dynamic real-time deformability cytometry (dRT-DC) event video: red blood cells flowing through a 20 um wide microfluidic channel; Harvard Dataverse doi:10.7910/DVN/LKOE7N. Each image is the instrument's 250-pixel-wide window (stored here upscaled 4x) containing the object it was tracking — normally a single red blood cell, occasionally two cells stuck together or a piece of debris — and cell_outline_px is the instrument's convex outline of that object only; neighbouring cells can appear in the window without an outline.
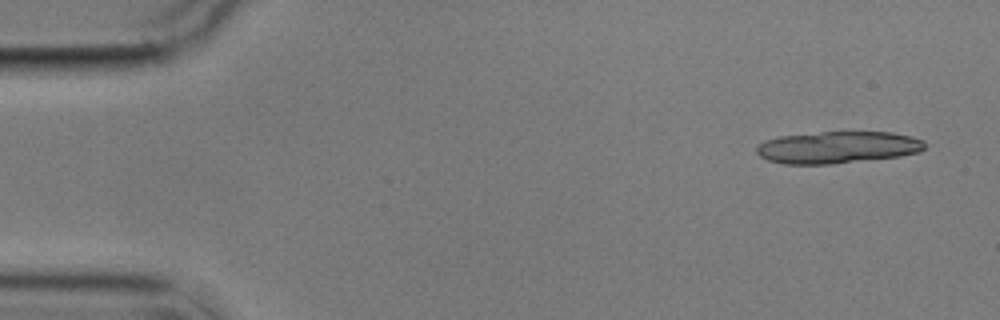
{"species": "common noctule bat (a hibernating species)", "species_latin": "Nyctalus noctula", "temperature_condition": "cold", "stored_images_in_passage": 5, "camera_frame_rate_fps": 3000, "um_per_image_px": 0.085, "animal": {"sex": "male", "body_mass_g": 17.9}, "frame": {"image": 1, "passage_image": 1, "time_ms": 0.0, "image_size_px": [1000, 320], "cell_outline_px": [[924, 148], [920, 152], [900, 156], [832, 164], [784, 164], [768, 160], [760, 156], [756, 152], [756, 148], [764, 140], [780, 136], [820, 132], [892, 132], [912, 136], [924, 140]], "centroid_in_image_um": [71.2, 12.52], "position_along_channel_um": 13.8, "area_um2": 31.39}}
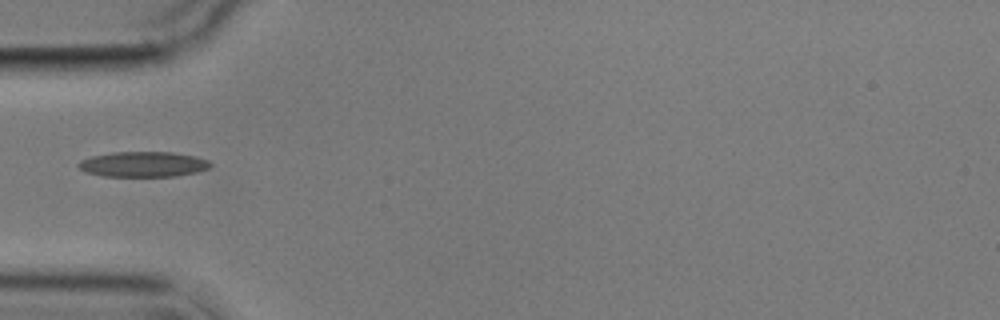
{"frame": {"image": 2, "passage_image": 5, "time_ms": 5.0, "image_size_px": [1000, 320], "cell_outline_px": [[212, 164], [208, 168], [196, 172], [176, 176], [104, 176], [84, 172], [76, 164], [80, 160], [92, 156], [112, 152], [172, 152], [196, 156], [208, 160]], "centroid_in_image_um": [12.15, 13.96], "position_along_channel_um": 72.8, "area_um2": 19.48}}